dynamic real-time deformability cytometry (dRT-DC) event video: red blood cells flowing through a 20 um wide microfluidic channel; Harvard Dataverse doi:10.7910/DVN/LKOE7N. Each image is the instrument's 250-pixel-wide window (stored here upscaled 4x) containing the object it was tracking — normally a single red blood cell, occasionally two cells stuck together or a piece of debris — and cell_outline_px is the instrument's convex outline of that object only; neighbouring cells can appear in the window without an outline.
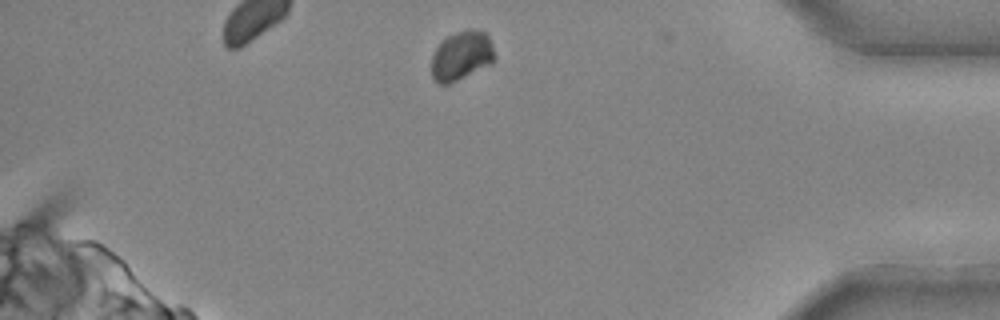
{"species": "common noctule bat (a hibernating species)", "species_latin": "Nyctalus noctula", "temperature_condition": "cold", "stored_images_in_passage": 37, "camera_frame_rate_fps": 3000, "um_per_image_px": 0.085, "animal": {"sex": "male", "body_mass_g": 20.4}, "frame": {"image": 1, "passage_image": 37, "time_ms": 12.0, "image_size_px": [1000, 320], "cell_outline_px": [[496, 56], [492, 64], [448, 84], [440, 84], [432, 76], [432, 56], [436, 48], [448, 36], [464, 28], [472, 28], [484, 32], [488, 36], [492, 44]], "centroid_in_image_um": [39.26, 4.71], "position_along_channel_um": 395.9, "area_um2": 18.09}}